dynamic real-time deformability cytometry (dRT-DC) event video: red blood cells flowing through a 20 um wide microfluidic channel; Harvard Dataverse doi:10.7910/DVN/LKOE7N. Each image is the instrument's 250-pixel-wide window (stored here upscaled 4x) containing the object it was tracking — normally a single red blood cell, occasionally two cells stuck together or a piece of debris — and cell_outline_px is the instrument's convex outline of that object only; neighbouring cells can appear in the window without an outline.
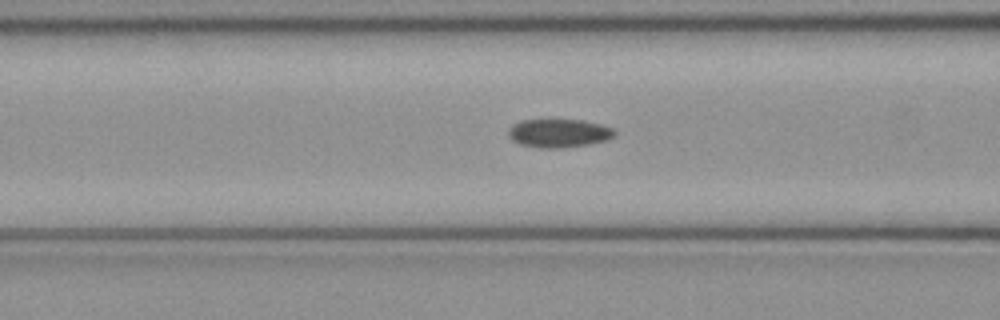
{"species": "common noctule bat (a hibernating species)", "species_latin": "Nyctalus noctula", "temperature_condition": "cold", "stored_images_in_passage": 38, "camera_frame_rate_fps": 3000, "um_per_image_px": 0.085, "animal": {"sex": "female", "body_mass_g": 21.9}, "frame": {"image": 1, "passage_image": 7, "time_ms": 2.0, "image_size_px": [1000, 320], "cell_outline_px": [[616, 136], [608, 140], [588, 144], [560, 148], [540, 148], [520, 144], [512, 140], [508, 136], [508, 128], [512, 124], [520, 120], [584, 120], [600, 124], [612, 128], [616, 132]], "centroid_in_image_um": [47.49, 11.32], "position_along_channel_um": 119.1, "area_um2": 17.74}}
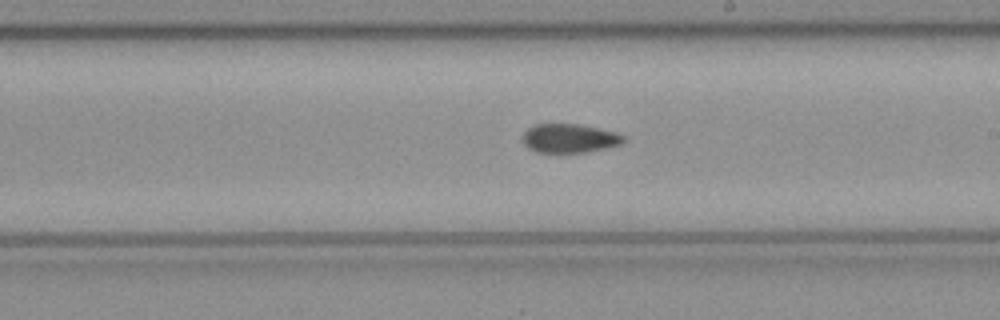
{"frame": {"image": 2, "passage_image": 16, "time_ms": 5.0, "image_size_px": [1000, 320], "cell_outline_px": [[624, 140], [620, 144], [604, 148], [584, 152], [536, 152], [528, 148], [520, 140], [524, 132], [528, 128], [536, 124], [580, 124], [616, 132], [624, 136]], "centroid_in_image_um": [48.35, 11.75], "position_along_channel_um": 240.7, "area_um2": 16.94}}
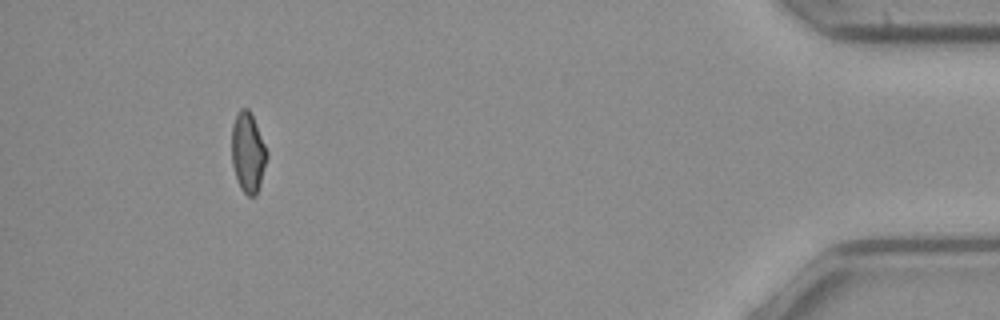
{"frame": {"image": 3, "passage_image": 34, "time_ms": 11.0, "image_size_px": [1000, 320], "cell_outline_px": [[268, 156], [260, 184], [256, 196], [248, 196], [240, 188], [232, 164], [232, 124], [240, 108], [248, 108], [256, 124], [268, 152]], "centroid_in_image_um": [21.08, 12.97], "position_along_channel_um": 414.1, "area_um2": 16.3}}